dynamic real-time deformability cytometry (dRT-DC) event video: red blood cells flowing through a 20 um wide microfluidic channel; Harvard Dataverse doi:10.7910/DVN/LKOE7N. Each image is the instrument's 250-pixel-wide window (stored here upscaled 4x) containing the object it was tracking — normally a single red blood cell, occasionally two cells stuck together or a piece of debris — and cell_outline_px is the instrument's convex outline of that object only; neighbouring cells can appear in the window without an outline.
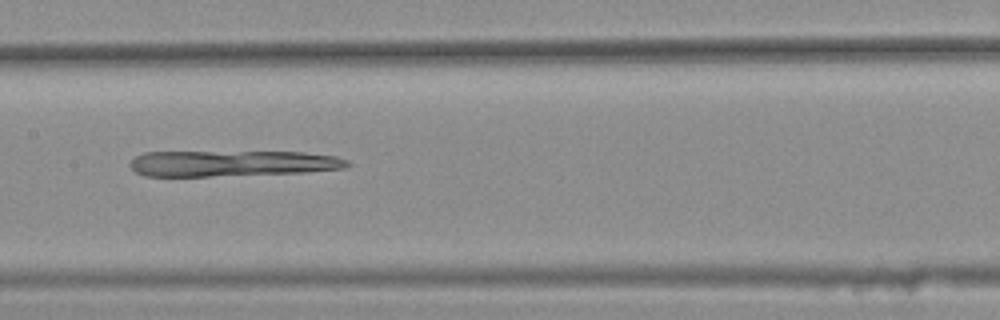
{"species": "common noctule bat (a hibernating species)", "species_latin": "Nyctalus noctula", "temperature_condition": "warm", "stored_images_in_passage": 38, "camera_frame_rate_fps": 3000, "um_per_image_px": 0.085, "animal": {"sex": "female", "body_mass_g": 25.1}, "frame": {"image": 1, "passage_image": 18, "time_ms": 5.667, "image_size_px": [1000, 320], "cell_outline_px": [[352, 164], [344, 168], [304, 172], [212, 176], [144, 176], [136, 172], [128, 164], [136, 156], [144, 152], [304, 152], [336, 156], [348, 160]], "centroid_in_image_um": [19.73, 13.88], "position_along_channel_um": 187.7, "area_um2": 32.77}}
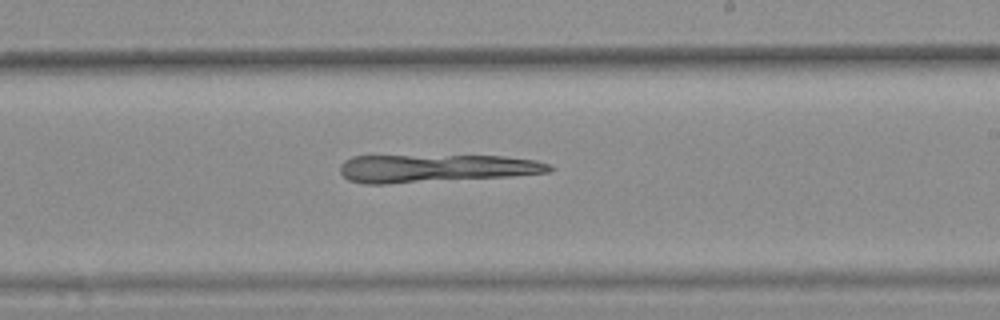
{"frame": {"image": 2, "passage_image": 23, "time_ms": 7.333, "image_size_px": [1000, 320], "cell_outline_px": [[552, 168], [548, 172], [512, 176], [388, 184], [364, 184], [348, 180], [340, 172], [340, 164], [344, 160], [352, 156], [504, 156], [536, 160], [552, 164]], "centroid_in_image_um": [37.02, 14.31], "position_along_channel_um": 252.0, "area_um2": 34.16}}